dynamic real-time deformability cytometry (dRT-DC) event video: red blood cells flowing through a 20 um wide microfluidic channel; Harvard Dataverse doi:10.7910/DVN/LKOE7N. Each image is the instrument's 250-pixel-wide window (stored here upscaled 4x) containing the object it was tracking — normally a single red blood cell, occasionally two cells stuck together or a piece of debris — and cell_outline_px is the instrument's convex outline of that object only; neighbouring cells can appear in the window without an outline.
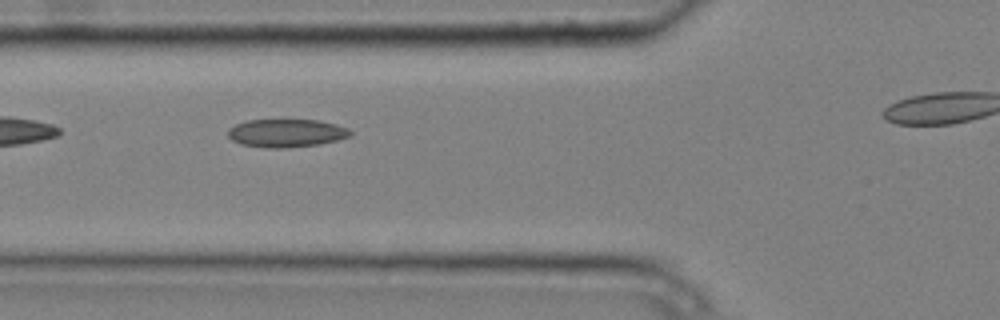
{"species": "common noctule bat (a hibernating species)", "species_latin": "Nyctalus noctula", "temperature_condition": "cold", "stored_images_in_passage": 6, "segment_of_instrument_passage": [1, 2], "camera_frame_rate_fps": 3000, "um_per_image_px": 0.085, "animal": {"sex": "male", "body_mass_g": 20.4}, "frame": {"image": 1, "passage_image": 4, "time_ms": 1.0, "image_size_px": [1000, 320], "cell_outline_px": [[352, 136], [320, 144], [284, 148], [268, 148], [240, 144], [232, 140], [228, 136], [228, 128], [236, 124], [248, 120], [316, 120], [336, 124], [348, 128], [352, 132]], "centroid_in_image_um": [24.34, 11.31], "position_along_channel_um": 101.5, "area_um2": 20.06}}
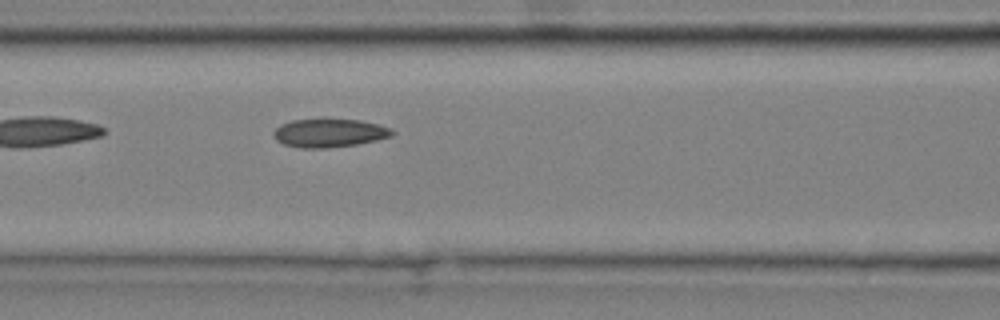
{"frame": {"image": 2, "passage_image": 5, "time_ms": 1.333, "image_size_px": [1000, 320], "cell_outline_px": [[396, 132], [392, 136], [376, 140], [356, 144], [324, 148], [300, 148], [284, 144], [276, 140], [272, 132], [280, 124], [292, 120], [360, 120], [392, 128]], "centroid_in_image_um": [27.99, 11.31], "position_along_channel_um": 138.6, "area_um2": 19.42}}